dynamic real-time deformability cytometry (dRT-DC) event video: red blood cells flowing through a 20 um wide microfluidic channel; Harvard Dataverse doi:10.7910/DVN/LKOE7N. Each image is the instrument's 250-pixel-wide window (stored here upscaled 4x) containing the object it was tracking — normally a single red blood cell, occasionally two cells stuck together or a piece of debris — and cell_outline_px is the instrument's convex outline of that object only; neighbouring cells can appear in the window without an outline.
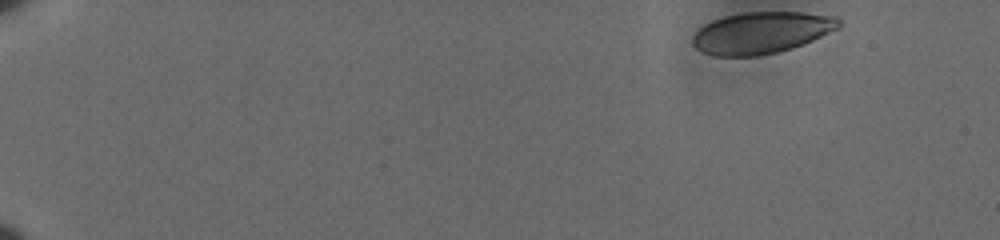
{"species": "human", "species_latin": "Homo sapiens", "temperature_condition": "cold", "stored_images_in_passage": 54, "camera_frame_rate_fps": 3000, "um_per_image_px": 0.085, "donor": {"sex": "male"}, "frame": {"image": 1, "passage_image": 1, "time_ms": 0.0, "image_size_px": [1000, 240], "cell_outline_px": [[840, 28], [812, 40], [792, 48], [760, 56], [712, 56], [700, 52], [692, 44], [692, 36], [704, 24], [712, 20], [724, 16], [744, 12], [800, 12], [836, 16], [840, 20]], "centroid_in_image_um": [64.69, 2.78], "position_along_channel_um": 20.3, "area_um2": 35.66}}
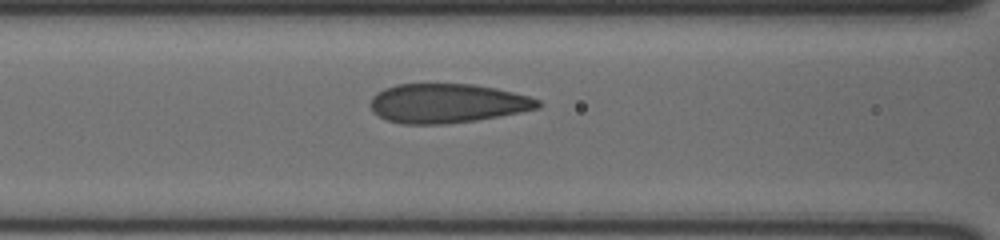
{"frame": {"image": 2, "passage_image": 23, "time_ms": 7.333, "image_size_px": [1000, 240], "cell_outline_px": [[540, 108], [520, 112], [476, 120], [444, 124], [404, 124], [388, 120], [372, 112], [368, 104], [372, 96], [376, 92], [384, 88], [396, 84], [472, 84], [496, 88], [528, 96], [540, 100]], "centroid_in_image_um": [37.97, 8.78], "position_along_channel_um": 128.6, "area_um2": 38.38}}
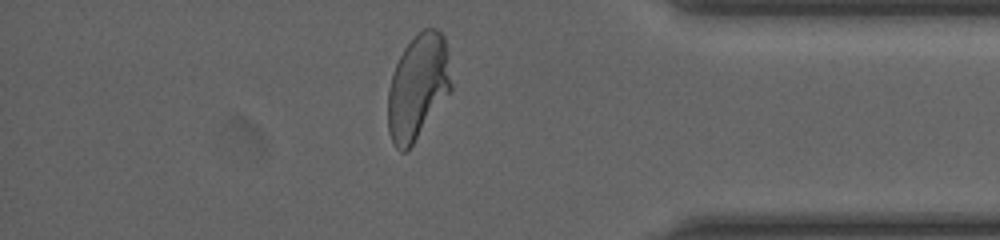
{"frame": {"image": 3, "passage_image": 47, "time_ms": 15.333, "image_size_px": [1000, 240], "cell_outline_px": [[452, 92], [412, 144], [404, 152], [400, 152], [396, 148], [388, 132], [388, 88], [392, 72], [404, 48], [424, 28], [436, 28], [444, 36], [448, 52], [452, 84]], "centroid_in_image_um": [35.54, 7.39], "position_along_channel_um": 399.7, "area_um2": 38.96}, "authors_computed_cell_mechanics": {"area_um2": 38.3214, "velocity_mm_per_s": 3.5913, "shape_relaxation_time_tau1_ms": 7.1338, "shape_relaxation_time_tau2_ms": null, "deformation_change_tau1": 0.1893, "deformation_change_tau2": null}}